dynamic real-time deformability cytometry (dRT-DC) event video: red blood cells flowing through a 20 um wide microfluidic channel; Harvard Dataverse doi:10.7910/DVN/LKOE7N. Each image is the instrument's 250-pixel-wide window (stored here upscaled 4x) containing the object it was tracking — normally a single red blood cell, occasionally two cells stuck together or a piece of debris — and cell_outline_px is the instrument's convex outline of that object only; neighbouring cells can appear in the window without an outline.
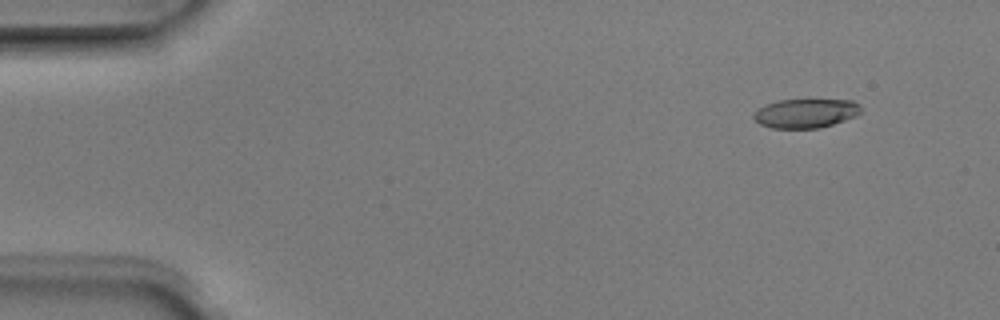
{"species": "Egyptian fruit bat (a non-hibernating species)", "species_latin": "Rousettus aegyptiacus", "temperature_condition": "room temperature", "stored_images_in_passage": 4, "camera_frame_rate_fps": 3000, "um_per_image_px": 0.085, "animal": {"sex": "male"}, "frame": {"image": 1, "passage_image": 2, "time_ms": 0.333, "image_size_px": [1000, 320], "cell_outline_px": [[860, 112], [856, 116], [820, 128], [772, 128], [760, 124], [752, 116], [764, 104], [776, 100], [852, 100], [860, 108]], "centroid_in_image_um": [68.45, 9.63], "position_along_channel_um": 16.5, "area_um2": 17.98}}
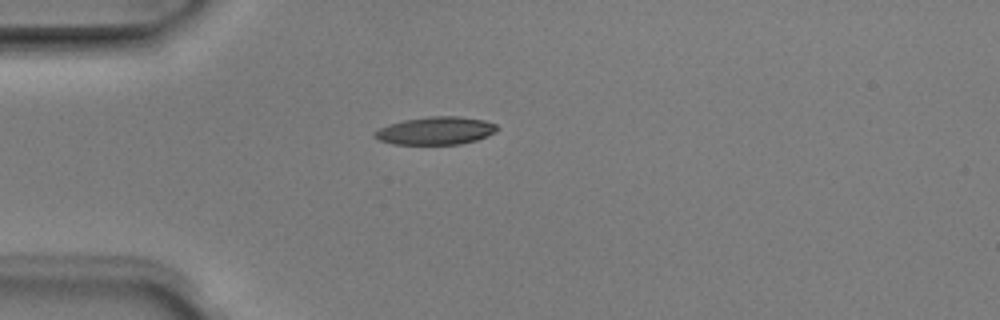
{"frame": {"image": 2, "passage_image": 4, "time_ms": 1.0, "image_size_px": [1000, 320], "cell_outline_px": [[496, 132], [476, 140], [460, 144], [392, 144], [380, 140], [372, 136], [372, 132], [388, 124], [404, 120], [432, 116], [460, 116], [484, 120], [496, 124]], "centroid_in_image_um": [37.0, 11.11], "position_along_channel_um": 48.0, "area_um2": 19.83}}